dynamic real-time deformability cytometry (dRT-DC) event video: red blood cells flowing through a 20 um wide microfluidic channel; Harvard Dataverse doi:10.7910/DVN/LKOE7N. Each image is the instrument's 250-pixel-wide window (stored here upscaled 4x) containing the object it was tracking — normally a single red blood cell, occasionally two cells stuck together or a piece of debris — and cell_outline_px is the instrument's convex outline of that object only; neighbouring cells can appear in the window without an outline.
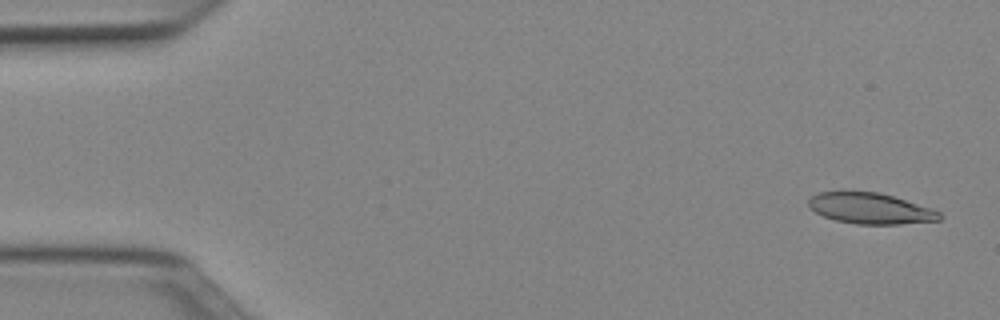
{"species": "Egyptian fruit bat (a non-hibernating species)", "species_latin": "Rousettus aegyptiacus", "temperature_condition": "cold", "stored_images_in_passage": 11, "camera_frame_rate_fps": 3000, "um_per_image_px": 0.085, "animal": {"sex": "female"}, "frame": {"image": 1, "passage_image": 2, "time_ms": 0.333, "image_size_px": [1000, 320], "cell_outline_px": [[944, 216], [940, 220], [900, 224], [856, 224], [836, 220], [824, 216], [816, 212], [808, 204], [808, 200], [812, 196], [820, 192], [880, 192], [932, 208], [940, 212]], "centroid_in_image_um": [74.03, 17.72], "position_along_channel_um": 11.0, "area_um2": 23.41}}